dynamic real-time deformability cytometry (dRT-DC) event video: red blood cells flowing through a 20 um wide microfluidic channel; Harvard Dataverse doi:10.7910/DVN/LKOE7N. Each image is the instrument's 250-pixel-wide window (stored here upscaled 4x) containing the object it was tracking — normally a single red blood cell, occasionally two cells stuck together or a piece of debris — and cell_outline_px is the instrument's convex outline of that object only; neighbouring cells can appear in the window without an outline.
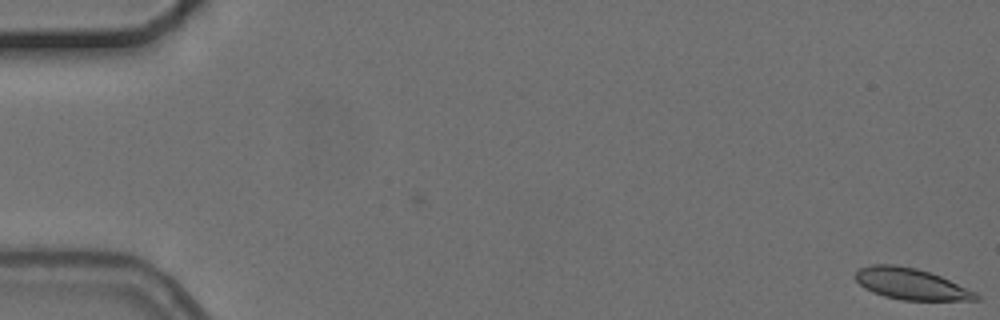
{"species": "common noctule bat (a hibernating species)", "species_latin": "Nyctalus noctula", "temperature_condition": "cold", "stored_images_in_passage": 6, "camera_frame_rate_fps": 3000, "um_per_image_px": 0.085, "animal": {"sex": "female", "body_mass_g": 24.6, "forearm_length_mm": 56.2}, "frame": {"image": 1, "passage_image": 1, "time_ms": 0.0, "image_size_px": [1000, 320], "cell_outline_px": [[980, 300], [900, 300], [884, 296], [872, 292], [864, 288], [852, 276], [860, 268], [872, 264], [896, 264], [916, 268], [940, 276], [976, 292], [980, 296]], "centroid_in_image_um": [77.4, 24.13], "position_along_channel_um": 7.6, "area_um2": 22.02}}
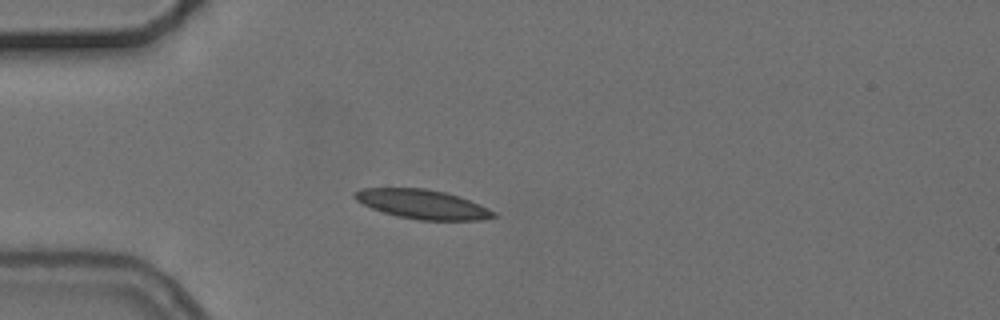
{"frame": {"image": 2, "passage_image": 5, "time_ms": 5.0, "image_size_px": [1000, 320], "cell_outline_px": [[500, 216], [480, 220], [420, 220], [396, 216], [372, 208], [356, 200], [352, 196], [352, 192], [360, 188], [424, 188], [444, 192], [468, 200], [488, 208], [496, 212]], "centroid_in_image_um": [35.89, 17.36], "position_along_channel_um": 49.1, "area_um2": 23.58}}